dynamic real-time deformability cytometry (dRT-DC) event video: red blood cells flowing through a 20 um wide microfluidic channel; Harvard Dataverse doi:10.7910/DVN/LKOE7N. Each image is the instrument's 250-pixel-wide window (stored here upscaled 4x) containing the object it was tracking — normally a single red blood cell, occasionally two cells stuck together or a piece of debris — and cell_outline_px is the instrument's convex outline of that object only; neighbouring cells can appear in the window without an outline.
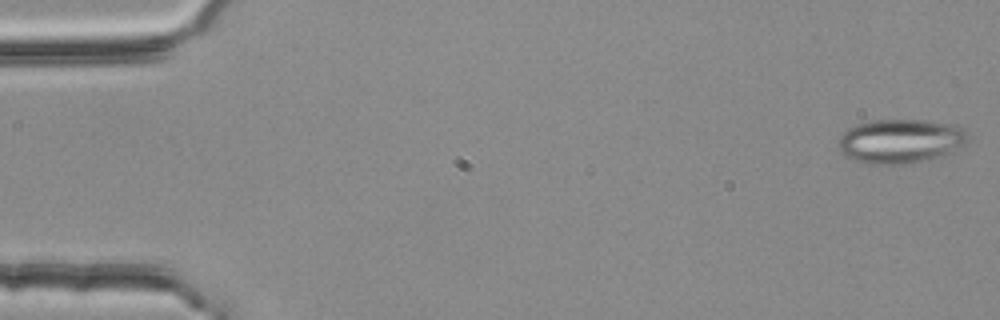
{"species": "common noctule bat (a hibernating species)", "species_latin": "Nyctalus noctula", "temperature_condition": "room temperature", "stored_images_in_passage": 54, "camera_frame_rate_fps": 3000, "um_per_image_px": 0.085, "animal": {"sex": "female", "body_mass_g": 25.1}, "frame": {"image": 1, "passage_image": 1, "time_ms": 0.0, "image_size_px": [1000, 320], "cell_outline_px": [[968, 136], [964, 144], [944, 156], [928, 160], [896, 164], [868, 164], [856, 160], [848, 156], [836, 144], [840, 136], [848, 128], [856, 124], [872, 120], [924, 120], [956, 124], [964, 128], [968, 132]], "centroid_in_image_um": [76.57, 11.98], "position_along_channel_um": 8.4, "area_um2": 33.41}}
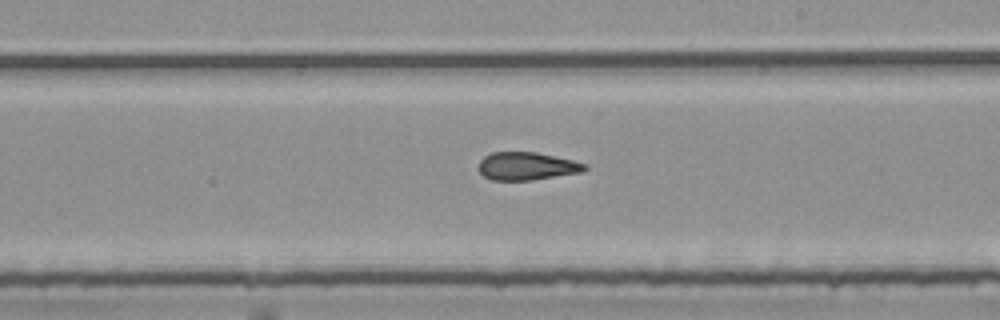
{"frame": {"image": 2, "passage_image": 31, "time_ms": 10.0, "image_size_px": [1000, 320], "cell_outline_px": [[588, 168], [580, 172], [532, 180], [492, 180], [484, 176], [480, 172], [480, 160], [484, 156], [492, 152], [536, 152], [572, 160], [588, 164]], "centroid_in_image_um": [44.78, 14.12], "position_along_channel_um": 244.2, "area_um2": 17.11}}
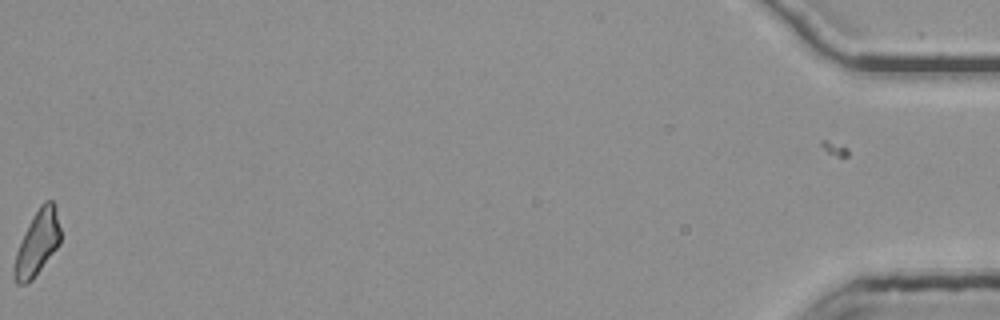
{"frame": {"image": 3, "passage_image": 54, "time_ms": 17.667, "image_size_px": [1000, 320], "cell_outline_px": [[60, 244], [32, 280], [28, 284], [16, 284], [12, 276], [12, 268], [16, 252], [20, 240], [28, 224], [40, 204], [44, 200], [52, 200], [56, 204], [60, 228]], "centroid_in_image_um": [3.15, 20.66], "position_along_channel_um": 432.0, "area_um2": 17.8}, "authors_computed_cell_mechanics": {"area_um2": 18.1492, "velocity_mm_per_s": 3.8101, "shape_relaxation_time_tau1_ms": null, "shape_relaxation_time_tau2_ms": 2.0928, "deformation_change_tau1": null, "deformation_change_tau2": 0.1142}}